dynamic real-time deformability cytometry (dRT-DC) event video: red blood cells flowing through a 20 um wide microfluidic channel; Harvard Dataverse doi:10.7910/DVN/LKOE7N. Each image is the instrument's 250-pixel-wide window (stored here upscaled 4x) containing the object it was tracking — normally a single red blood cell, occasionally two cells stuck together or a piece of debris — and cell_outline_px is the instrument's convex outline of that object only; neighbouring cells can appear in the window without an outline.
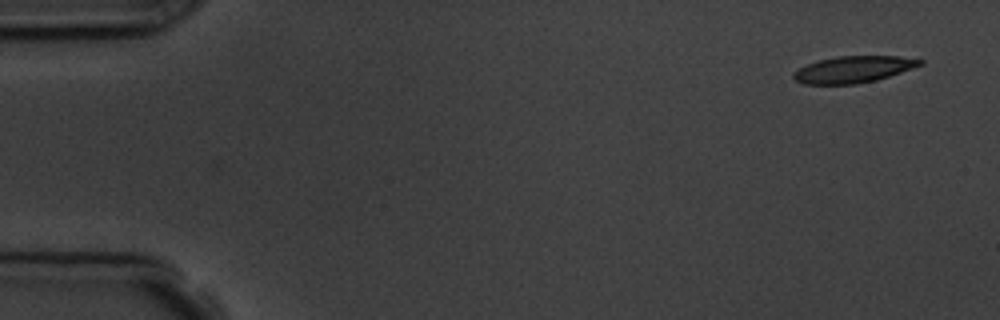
{"species": "common noctule bat (a hibernating species)", "species_latin": "Nyctalus noctula", "temperature_condition": "room temperature", "stored_images_in_passage": 2, "camera_frame_rate_fps": 3000, "um_per_image_px": 0.085, "animal": {"sex": "male", "body_mass_g": 19.5, "forearm_length_mm": 54.6}, "frame": {"image": 1, "passage_image": 2, "time_ms": 1.333, "image_size_px": [1000, 320], "cell_outline_px": [[924, 64], [876, 80], [856, 84], [804, 84], [796, 80], [792, 76], [792, 72], [808, 64], [820, 60], [836, 56], [900, 56], [924, 60]], "centroid_in_image_um": [72.54, 5.89], "position_along_channel_um": 12.5, "area_um2": 19.48}}